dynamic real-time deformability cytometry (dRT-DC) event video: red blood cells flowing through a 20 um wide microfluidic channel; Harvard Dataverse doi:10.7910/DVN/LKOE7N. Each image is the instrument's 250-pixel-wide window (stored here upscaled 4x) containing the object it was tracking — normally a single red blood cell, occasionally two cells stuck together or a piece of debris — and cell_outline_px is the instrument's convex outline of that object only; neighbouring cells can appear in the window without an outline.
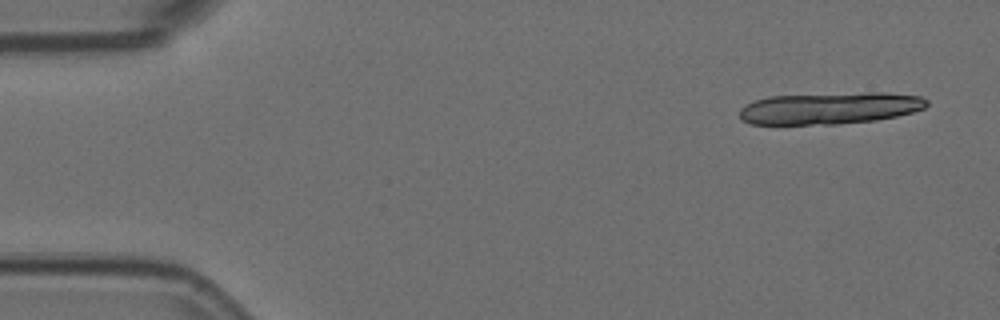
{"species": "Egyptian fruit bat (a non-hibernating species)", "species_latin": "Rousettus aegyptiacus", "temperature_condition": "room temperature", "stored_images_in_passage": 4, "camera_frame_rate_fps": 3000, "um_per_image_px": 0.085, "animal": {"sex": "female"}, "frame": {"image": 1, "passage_image": 1, "time_ms": 0.0, "image_size_px": [1000, 320], "cell_outline_px": [[928, 104], [924, 108], [912, 112], [896, 116], [876, 120], [836, 124], [752, 124], [744, 120], [740, 116], [740, 108], [744, 104], [768, 96], [868, 92], [884, 92], [920, 96], [928, 100]], "centroid_in_image_um": [70.54, 9.19], "position_along_channel_um": 14.5, "area_um2": 34.74}}